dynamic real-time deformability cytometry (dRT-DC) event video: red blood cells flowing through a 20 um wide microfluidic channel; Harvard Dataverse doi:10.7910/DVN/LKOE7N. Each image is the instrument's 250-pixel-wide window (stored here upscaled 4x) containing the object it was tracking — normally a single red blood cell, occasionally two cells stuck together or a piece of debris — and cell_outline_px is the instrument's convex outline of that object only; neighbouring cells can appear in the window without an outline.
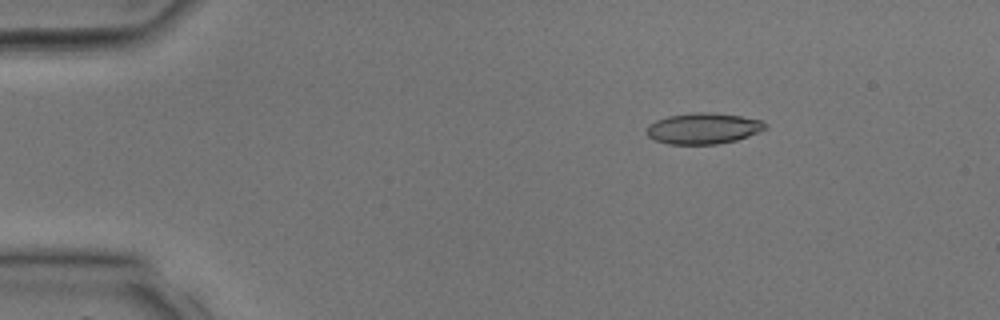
{"species": "common noctule bat (a hibernating species)", "species_latin": "Nyctalus noctula", "temperature_condition": "room temperature", "stored_images_in_passage": 34, "camera_frame_rate_fps": 3000, "um_per_image_px": 0.085, "animal": {"sex": "male", "body_mass_g": 17.9, "forearm_length_mm": 54.2}, "frame": {"image": 1, "passage_image": 6, "time_ms": 1.667, "image_size_px": [1000, 320], "cell_outline_px": [[764, 128], [760, 132], [736, 140], [716, 144], [668, 144], [656, 140], [648, 136], [644, 132], [648, 124], [656, 120], [668, 116], [692, 112], [708, 112], [740, 116], [760, 120], [764, 124]], "centroid_in_image_um": [59.71, 10.91], "position_along_channel_um": 25.3, "area_um2": 21.33}}
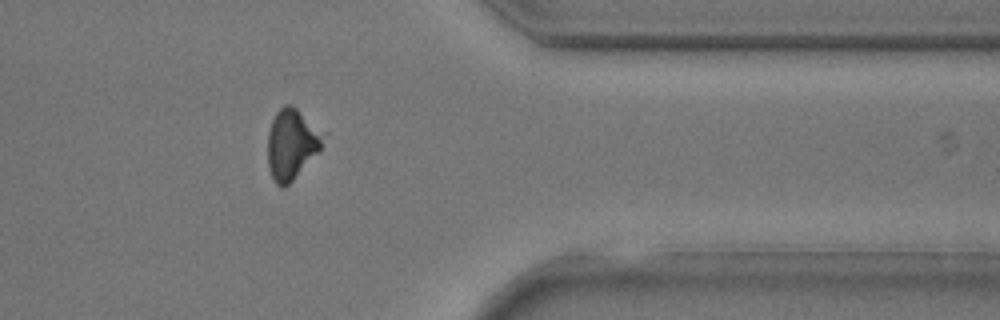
{"frame": {"image": 2, "passage_image": 28, "time_ms": 9.0, "image_size_px": [1000, 320], "cell_outline_px": [[328, 132], [320, 152], [284, 188], [280, 188], [276, 184], [268, 168], [268, 132], [272, 120], [276, 112], [284, 104], [288, 104], [296, 108]], "centroid_in_image_um": [24.85, 12.22], "position_along_channel_um": 386.6, "area_um2": 23.29}}
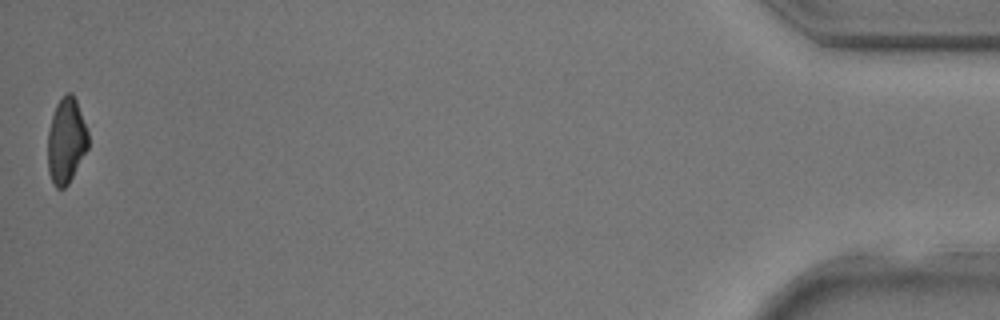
{"frame": {"image": 3, "passage_image": 34, "time_ms": 11.0, "image_size_px": [1000, 320], "cell_outline_px": [[88, 148], [68, 184], [64, 188], [56, 188], [48, 172], [48, 132], [52, 116], [56, 104], [68, 92], [72, 92], [76, 100], [88, 132]], "centroid_in_image_um": [5.62, 11.97], "position_along_channel_um": 429.6, "area_um2": 19.88}}